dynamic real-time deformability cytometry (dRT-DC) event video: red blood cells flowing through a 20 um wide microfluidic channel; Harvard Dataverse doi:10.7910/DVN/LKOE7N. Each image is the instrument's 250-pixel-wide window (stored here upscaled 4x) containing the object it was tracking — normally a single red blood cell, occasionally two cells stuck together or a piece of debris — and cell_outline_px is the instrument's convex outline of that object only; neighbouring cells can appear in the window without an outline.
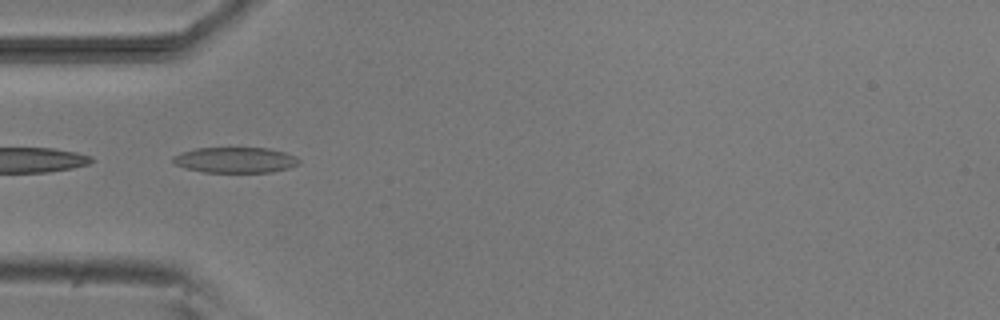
{"species": "common noctule bat (a hibernating species)", "species_latin": "Nyctalus noctula", "temperature_condition": "room temperature", "stored_images_in_passage": 5, "camera_frame_rate_fps": 3000, "um_per_image_px": 0.085, "animal": {"sex": "male", "body_mass_g": 20.5, "forearm_length_mm": 52.5}, "frame": {"image": 1, "passage_image": 3, "time_ms": 0.667, "image_size_px": [1000, 320], "cell_outline_px": [[300, 164], [288, 168], [272, 172], [204, 172], [184, 168], [176, 164], [172, 160], [172, 156], [180, 152], [196, 148], [268, 148], [284, 152], [296, 156], [300, 160]], "centroid_in_image_um": [20.0, 13.6], "position_along_channel_um": 65.0, "area_um2": 18.9}}